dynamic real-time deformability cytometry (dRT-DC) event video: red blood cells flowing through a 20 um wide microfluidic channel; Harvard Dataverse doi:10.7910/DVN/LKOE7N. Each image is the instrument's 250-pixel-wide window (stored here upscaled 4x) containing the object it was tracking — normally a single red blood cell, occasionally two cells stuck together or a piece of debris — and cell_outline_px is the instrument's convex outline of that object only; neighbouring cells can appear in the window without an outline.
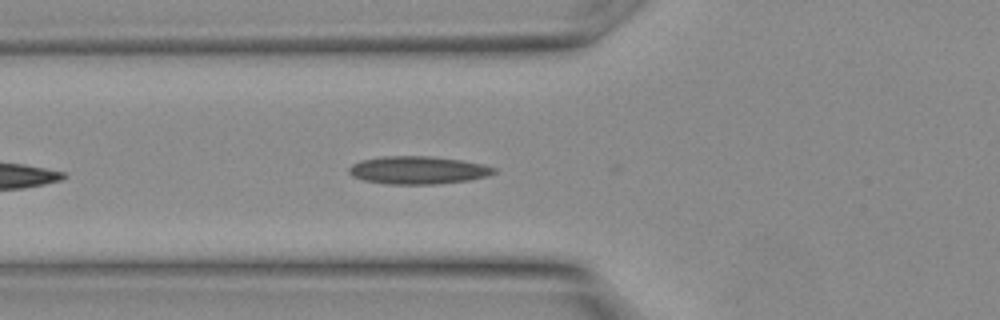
{"species": "Egyptian fruit bat (a non-hibernating species)", "species_latin": "Rousettus aegyptiacus", "temperature_condition": "warm", "stored_images_in_passage": 18, "camera_frame_rate_fps": 3000, "um_per_image_px": 0.085, "animal": {"sex": "female"}, "frame": {"image": 1, "passage_image": 11, "time_ms": 3.333, "image_size_px": [1000, 320], "cell_outline_px": [[496, 172], [488, 176], [468, 180], [432, 184], [388, 184], [364, 180], [352, 176], [348, 172], [348, 168], [352, 164], [360, 160], [384, 156], [428, 156], [460, 160], [484, 164], [496, 168]], "centroid_in_image_um": [35.51, 14.46], "position_along_channel_um": 90.3, "area_um2": 23.47}}
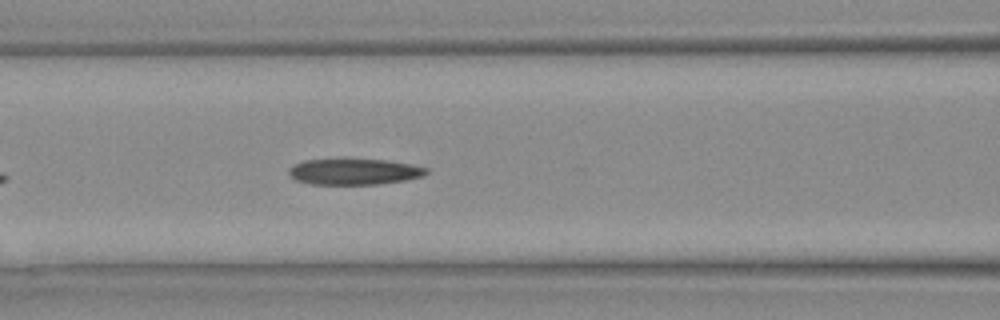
{"frame": {"image": 2, "passage_image": 13, "time_ms": 4.0, "image_size_px": [1000, 320], "cell_outline_px": [[428, 172], [424, 176], [404, 180], [376, 184], [312, 184], [296, 180], [288, 172], [288, 168], [304, 160], [384, 160], [412, 164], [428, 168]], "centroid_in_image_um": [30.13, 14.6], "position_along_channel_um": 136.5, "area_um2": 20.46}}